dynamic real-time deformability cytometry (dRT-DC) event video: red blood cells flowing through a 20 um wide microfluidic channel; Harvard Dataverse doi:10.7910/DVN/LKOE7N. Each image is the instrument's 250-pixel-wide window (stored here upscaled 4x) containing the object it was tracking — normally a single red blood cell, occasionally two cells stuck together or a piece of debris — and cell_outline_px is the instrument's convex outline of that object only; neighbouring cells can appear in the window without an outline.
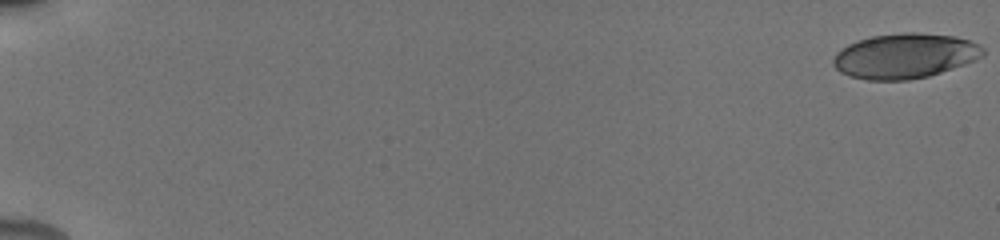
{"species": "human", "species_latin": "Homo sapiens", "temperature_condition": "cold", "stored_images_in_passage": 26, "camera_frame_rate_fps": 3000, "um_per_image_px": 0.085, "donor": {"sex": "male"}, "frame": {"image": 1, "passage_image": 1, "time_ms": 0.0, "image_size_px": [1000, 240], "cell_outline_px": [[984, 56], [976, 60], [928, 76], [908, 80], [868, 80], [848, 76], [840, 72], [832, 64], [832, 60], [836, 52], [840, 48], [848, 44], [872, 36], [904, 32], [916, 32], [956, 36], [968, 40], [984, 48]], "centroid_in_image_um": [76.89, 4.75], "position_along_channel_um": 8.1, "area_um2": 39.3}}